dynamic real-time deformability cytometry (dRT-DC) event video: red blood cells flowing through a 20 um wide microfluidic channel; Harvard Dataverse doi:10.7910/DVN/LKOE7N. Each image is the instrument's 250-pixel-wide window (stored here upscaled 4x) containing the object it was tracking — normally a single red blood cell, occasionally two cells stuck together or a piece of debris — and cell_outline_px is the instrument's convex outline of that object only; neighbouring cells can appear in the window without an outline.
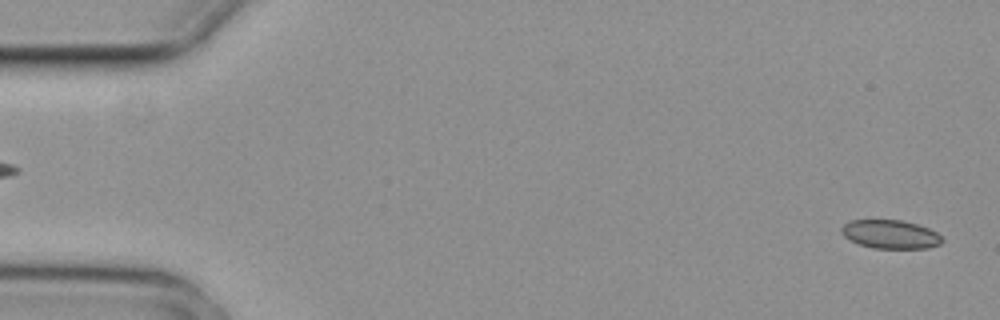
{"species": "common noctule bat (a hibernating species)", "species_latin": "Nyctalus noctula", "temperature_condition": "cold", "stored_images_in_passage": 5, "segment_of_instrument_passage": [2, 2], "camera_frame_rate_fps": 3000, "um_per_image_px": 0.085, "animal": {"sex": "female", "body_mass_g": 29.2, "forearm_length_mm": 56.3}, "frame": {"image": 1, "passage_image": 5, "time_ms": 1.333, "image_size_px": [1000, 320], "cell_outline_px": [[944, 240], [940, 244], [928, 248], [872, 248], [860, 244], [844, 236], [840, 232], [840, 228], [844, 224], [852, 220], [900, 220], [916, 224], [928, 228], [936, 232]], "centroid_in_image_um": [75.68, 19.91], "position_along_channel_um": 9.3, "area_um2": 16.65}}